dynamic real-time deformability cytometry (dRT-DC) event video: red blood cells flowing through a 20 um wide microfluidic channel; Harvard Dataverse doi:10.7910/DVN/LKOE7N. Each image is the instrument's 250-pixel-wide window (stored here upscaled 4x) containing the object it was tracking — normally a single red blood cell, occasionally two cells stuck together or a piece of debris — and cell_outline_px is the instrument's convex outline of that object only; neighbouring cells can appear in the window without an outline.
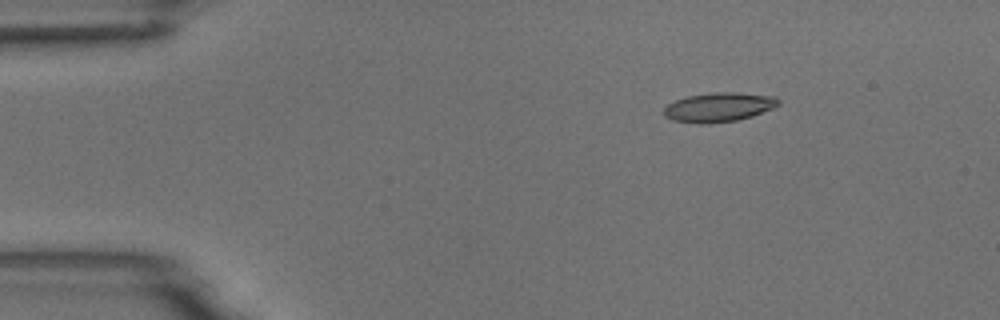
{"species": "common noctule bat (a hibernating species)", "species_latin": "Nyctalus noctula", "temperature_condition": "room temperature", "stored_images_in_passage": 5, "camera_frame_rate_fps": 3000, "um_per_image_px": 0.085, "animal": {"sex": "male", "body_mass_g": 18.8}, "frame": {"image": 1, "passage_image": 3, "time_ms": 2.333, "image_size_px": [1000, 320], "cell_outline_px": [[780, 104], [772, 108], [752, 116], [736, 120], [708, 124], [700, 124], [672, 120], [664, 116], [664, 108], [668, 104], [676, 100], [688, 96], [716, 92], [736, 92], [776, 96], [780, 100]], "centroid_in_image_um": [61.11, 9.11], "position_along_channel_um": 23.9, "area_um2": 19.54}}